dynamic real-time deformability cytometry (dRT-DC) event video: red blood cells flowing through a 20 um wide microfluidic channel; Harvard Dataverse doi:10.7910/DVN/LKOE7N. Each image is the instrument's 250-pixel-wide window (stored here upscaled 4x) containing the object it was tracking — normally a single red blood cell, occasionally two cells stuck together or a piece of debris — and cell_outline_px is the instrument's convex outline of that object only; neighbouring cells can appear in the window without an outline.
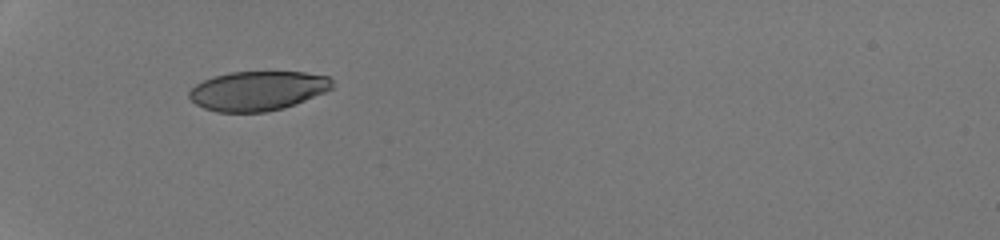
{"species": "human", "species_latin": "Homo sapiens", "temperature_condition": "room temperature", "stored_images_in_passage": 32, "camera_frame_rate_fps": 3000, "um_per_image_px": 0.085, "donor": {"sex": "male"}, "frame": {"image": 1, "passage_image": 1, "time_ms": 0.0, "image_size_px": [1000, 240], "cell_outline_px": [[332, 88], [324, 92], [296, 104], [284, 108], [264, 112], [216, 112], [204, 108], [196, 104], [188, 96], [188, 92], [196, 84], [212, 76], [232, 72], [304, 72], [328, 76], [332, 80]], "centroid_in_image_um": [21.89, 7.72], "position_along_channel_um": 63.1, "area_um2": 32.83}}
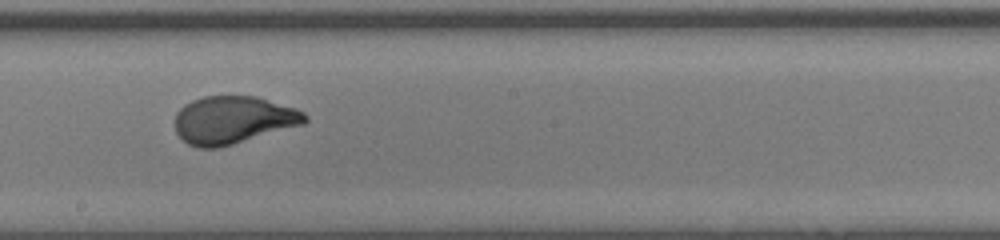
{"frame": {"image": 2, "passage_image": 14, "time_ms": 4.333, "image_size_px": [1000, 240], "cell_outline_px": [[308, 120], [304, 124], [232, 144], [216, 148], [200, 148], [188, 144], [176, 132], [176, 112], [184, 104], [192, 100], [204, 96], [256, 96], [296, 108], [304, 112], [308, 116]], "centroid_in_image_um": [19.83, 10.18], "position_along_channel_um": 228.4, "area_um2": 36.01}}
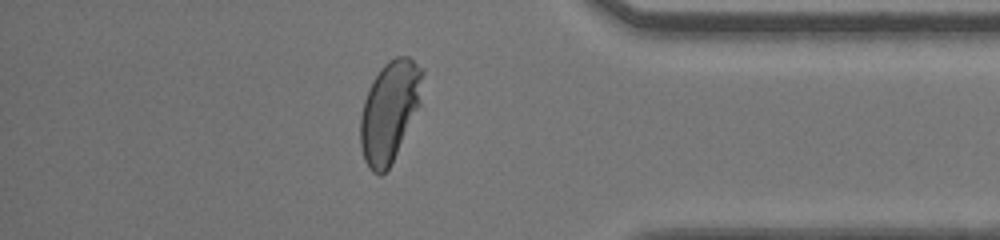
{"frame": {"image": 3, "passage_image": 27, "time_ms": 8.667, "image_size_px": [1000, 240], "cell_outline_px": [[424, 72], [420, 104], [388, 168], [380, 176], [372, 172], [364, 160], [360, 144], [360, 116], [364, 100], [368, 88], [380, 68], [388, 60], [396, 56], [408, 56], [424, 68]], "centroid_in_image_um": [33.1, 9.4], "position_along_channel_um": 402.1, "area_um2": 36.3}, "authors_computed_cell_mechanics": {"area_um2": 35.9805, "velocity_mm_per_s": 4.3, "shape_relaxation_time_tau1_ms": 3.4842, "shape_relaxation_time_tau2_ms": null, "deformation_change_tau1": 0.1839, "deformation_change_tau2": null}}